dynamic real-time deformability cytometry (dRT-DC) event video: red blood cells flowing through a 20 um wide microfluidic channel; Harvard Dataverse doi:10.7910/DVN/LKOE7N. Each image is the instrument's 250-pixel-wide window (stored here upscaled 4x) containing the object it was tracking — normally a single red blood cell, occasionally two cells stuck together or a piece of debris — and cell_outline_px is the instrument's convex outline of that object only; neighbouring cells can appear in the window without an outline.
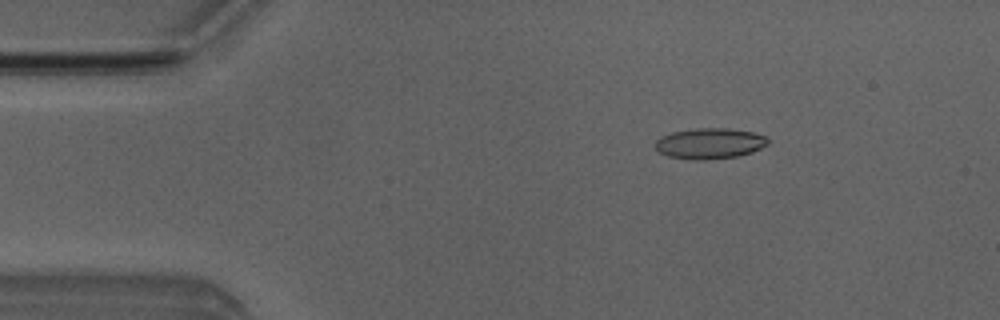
{"species": "Egyptian fruit bat (a non-hibernating species)", "species_latin": "Rousettus aegyptiacus", "temperature_condition": "room temperature", "stored_images_in_passage": 5, "camera_frame_rate_fps": 3000, "um_per_image_px": 0.085, "animal": {"sex": "male"}, "frame": {"image": 1, "passage_image": 3, "time_ms": 2.333, "image_size_px": [1000, 320], "cell_outline_px": [[768, 144], [752, 152], [736, 156], [704, 160], [692, 160], [668, 156], [660, 152], [656, 148], [656, 140], [660, 136], [672, 132], [696, 128], [728, 128], [752, 132], [764, 136], [768, 140]], "centroid_in_image_um": [60.3, 12.19], "position_along_channel_um": 24.7, "area_um2": 20.06}}